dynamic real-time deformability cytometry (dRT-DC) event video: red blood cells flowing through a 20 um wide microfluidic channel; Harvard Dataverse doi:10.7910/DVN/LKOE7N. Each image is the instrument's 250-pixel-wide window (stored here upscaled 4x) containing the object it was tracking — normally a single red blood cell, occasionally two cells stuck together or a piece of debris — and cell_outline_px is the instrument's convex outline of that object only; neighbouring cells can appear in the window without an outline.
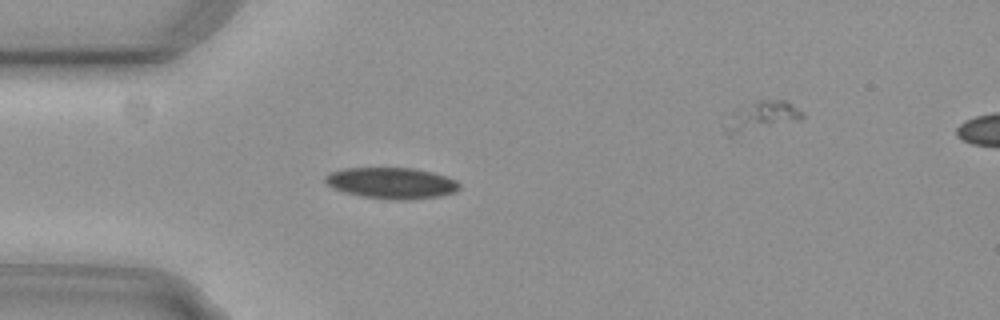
{"species": "common noctule bat (a hibernating species)", "species_latin": "Nyctalus noctula", "temperature_condition": "cold", "stored_images_in_passage": 2, "camera_frame_rate_fps": 3000, "um_per_image_px": 0.085, "animal": {"sex": "female", "body_mass_g": 29.2, "forearm_length_mm": 56.3}, "frame": {"image": 1, "passage_image": 1, "time_ms": 0.0, "image_size_px": [1000, 320], "cell_outline_px": [[460, 188], [456, 192], [440, 196], [408, 200], [392, 200], [360, 196], [344, 192], [332, 188], [324, 180], [324, 176], [328, 172], [344, 168], [416, 168], [448, 176], [456, 180], [460, 184]], "centroid_in_image_um": [33.29, 15.56], "position_along_channel_um": 51.7, "area_um2": 24.74}}